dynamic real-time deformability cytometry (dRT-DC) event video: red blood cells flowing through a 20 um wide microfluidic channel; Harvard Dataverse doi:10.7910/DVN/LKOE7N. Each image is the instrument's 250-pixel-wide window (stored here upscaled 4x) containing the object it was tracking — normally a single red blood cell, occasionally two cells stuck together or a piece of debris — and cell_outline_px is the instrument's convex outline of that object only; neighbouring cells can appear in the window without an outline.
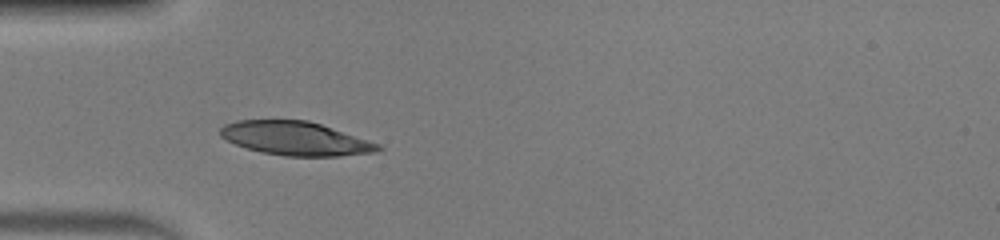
{"species": "human", "species_latin": "Homo sapiens", "temperature_condition": "warm", "stored_images_in_passage": 36, "camera_frame_rate_fps": 3000, "um_per_image_px": 0.085, "donor": {"sex": "male"}, "frame": {"image": 1, "passage_image": 1, "time_ms": 0.0, "image_size_px": [1000, 240], "cell_outline_px": [[384, 148], [376, 152], [340, 156], [284, 156], [260, 152], [236, 144], [220, 136], [220, 128], [224, 124], [236, 120], [308, 120], [380, 144]], "centroid_in_image_um": [25.11, 11.77], "position_along_channel_um": 59.9, "area_um2": 30.87}}
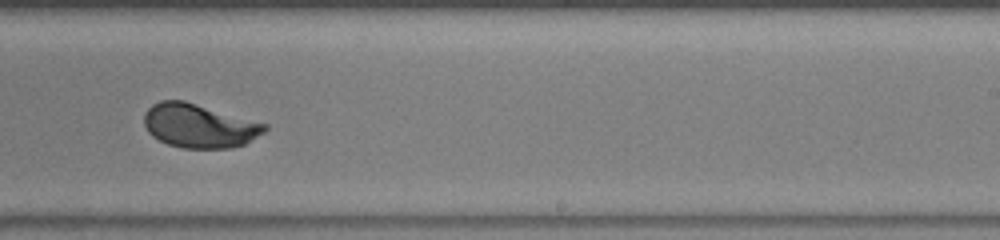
{"frame": {"image": 2, "passage_image": 17, "time_ms": 5.333, "image_size_px": [1000, 240], "cell_outline_px": [[268, 128], [264, 132], [244, 144], [232, 148], [184, 148], [168, 144], [152, 136], [148, 132], [144, 124], [144, 112], [152, 104], [160, 100], [184, 100], [268, 124]], "centroid_in_image_um": [16.92, 10.68], "position_along_channel_um": 272.1, "area_um2": 30.87}}
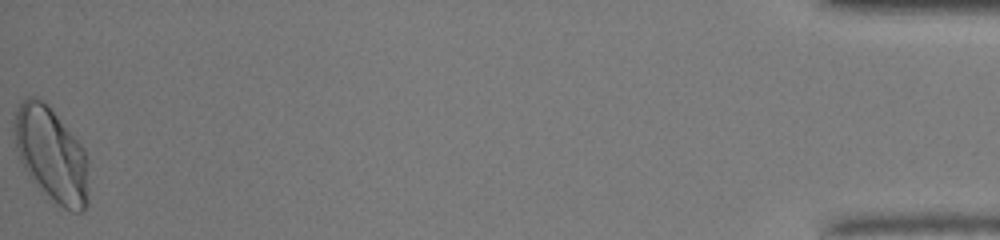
{"frame": {"image": 3, "passage_image": 36, "time_ms": 11.667, "image_size_px": [1000, 240], "cell_outline_px": [[88, 204], [80, 212], [72, 212], [64, 208], [28, 176], [20, 160], [16, 148], [12, 128], [12, 120], [16, 108], [20, 100], [28, 96], [36, 96], [48, 104], [84, 148], [88, 156]], "centroid_in_image_um": [4.35, 13.06], "position_along_channel_um": 430.9, "area_um2": 41.15}, "authors_computed_cell_mechanics": {"area_um2": 31.9634, "velocity_mm_per_s": 4.0495, "shape_relaxation_time_tau1_ms": 2.8527, "shape_relaxation_time_tau2_ms": null, "deformation_change_tau1": 0.1694, "deformation_change_tau2": null}}